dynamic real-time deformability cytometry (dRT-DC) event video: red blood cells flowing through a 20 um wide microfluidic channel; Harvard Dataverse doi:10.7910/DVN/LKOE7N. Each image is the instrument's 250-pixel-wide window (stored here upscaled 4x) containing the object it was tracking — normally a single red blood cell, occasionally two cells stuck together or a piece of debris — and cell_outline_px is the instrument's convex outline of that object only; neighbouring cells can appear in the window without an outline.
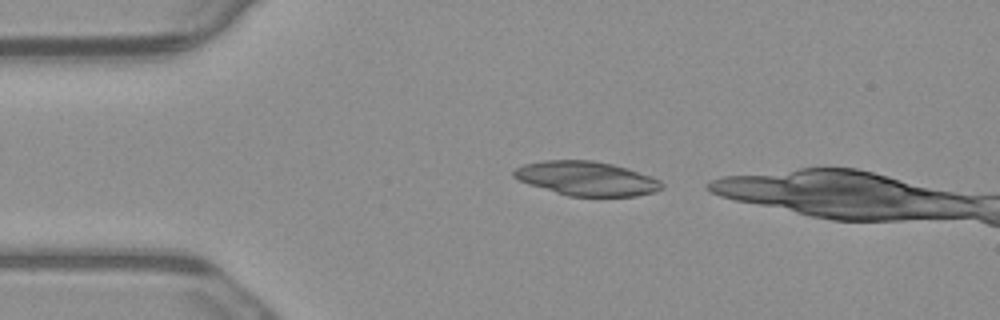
{"species": "common noctule bat (a hibernating species)", "species_latin": "Nyctalus noctula", "temperature_condition": "warm", "stored_images_in_passage": 2, "camera_frame_rate_fps": 3000, "um_per_image_px": 0.085, "animal": {"sex": "male", "body_mass_g": 23.1, "forearm_length_mm": 52.7}, "frame": {"image": 1, "passage_image": 1, "time_ms": 0.0, "image_size_px": [1000, 320], "cell_outline_px": [[664, 188], [656, 192], [636, 196], [568, 196], [528, 184], [512, 176], [512, 172], [516, 168], [524, 164], [544, 160], [592, 160], [612, 164], [628, 168], [652, 176], [660, 180], [664, 184]], "centroid_in_image_um": [49.89, 15.17], "position_along_channel_um": 35.1, "area_um2": 29.65}}